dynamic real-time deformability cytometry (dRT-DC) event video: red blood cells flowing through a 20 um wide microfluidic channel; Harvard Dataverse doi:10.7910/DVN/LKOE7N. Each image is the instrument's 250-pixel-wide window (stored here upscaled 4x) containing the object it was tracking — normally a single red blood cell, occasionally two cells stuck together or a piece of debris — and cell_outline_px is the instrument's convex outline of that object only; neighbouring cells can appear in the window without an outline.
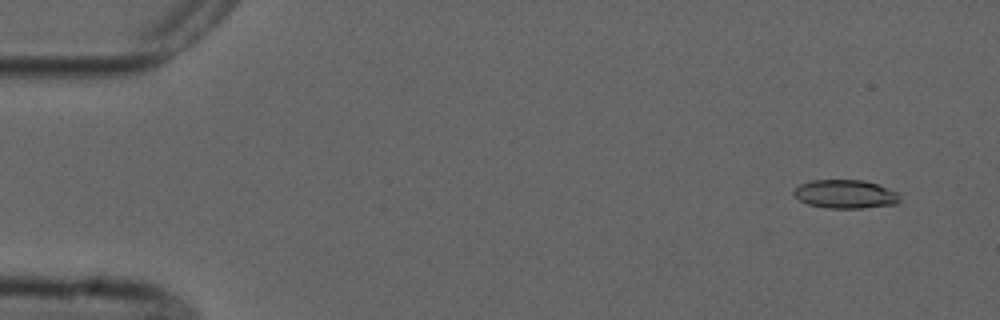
{"species": "common noctule bat (a hibernating species)", "species_latin": "Nyctalus noctula", "temperature_condition": "cold", "stored_images_in_passage": 55, "camera_frame_rate_fps": 3000, "um_per_image_px": 0.085, "animal": {"sex": "male", "forearm_length_mm": 52.5}, "frame": {"image": 1, "passage_image": 4, "time_ms": 1.0, "image_size_px": [1000, 320], "cell_outline_px": [[900, 200], [896, 204], [860, 208], [824, 208], [808, 204], [800, 200], [792, 192], [800, 184], [812, 180], [864, 180], [876, 184], [896, 192]], "centroid_in_image_um": [71.82, 16.5], "position_along_channel_um": 13.2, "area_um2": 17.46}}
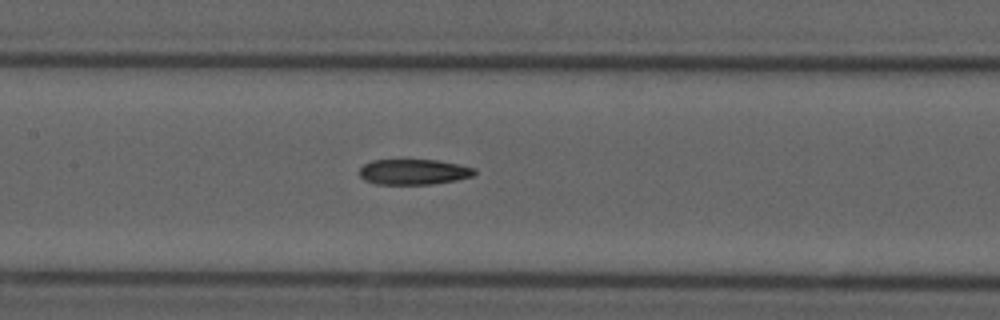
{"frame": {"image": 2, "passage_image": 26, "time_ms": 8.333, "image_size_px": [1000, 320], "cell_outline_px": [[476, 172], [472, 176], [456, 180], [432, 184], [376, 184], [364, 180], [360, 176], [360, 168], [364, 164], [372, 160], [436, 160], [460, 164], [476, 168]], "centroid_in_image_um": [35.17, 14.61], "position_along_channel_um": 172.2, "area_um2": 17.11}}
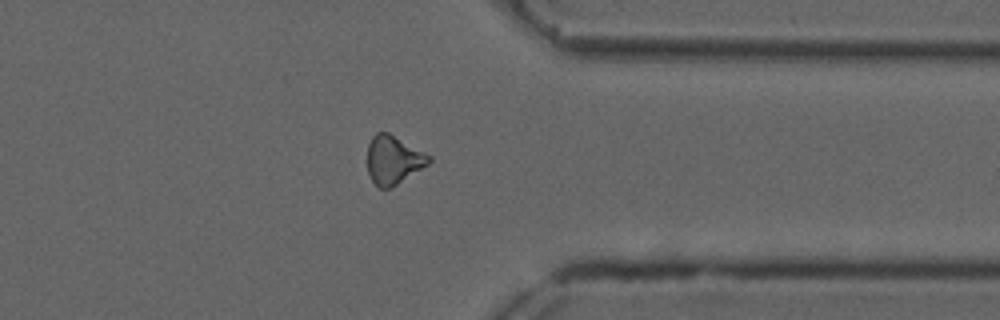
{"frame": {"image": 3, "passage_image": 43, "time_ms": 14.0, "image_size_px": [1000, 320], "cell_outline_px": [[432, 160], [428, 164], [396, 184], [388, 188], [380, 188], [372, 180], [368, 172], [368, 144], [372, 136], [376, 132], [388, 132], [432, 156]], "centroid_in_image_um": [33.43, 13.56], "position_along_channel_um": 378.0, "area_um2": 17.11}, "authors_computed_cell_mechanics": {"area_um2": 17.6868, "velocity_mm_per_s": 3.7546, "shape_relaxation_time_tau1_ms": null, "shape_relaxation_time_tau2_ms": 8.098, "deformation_change_tau1": null, "deformation_change_tau2": 0.1932}}